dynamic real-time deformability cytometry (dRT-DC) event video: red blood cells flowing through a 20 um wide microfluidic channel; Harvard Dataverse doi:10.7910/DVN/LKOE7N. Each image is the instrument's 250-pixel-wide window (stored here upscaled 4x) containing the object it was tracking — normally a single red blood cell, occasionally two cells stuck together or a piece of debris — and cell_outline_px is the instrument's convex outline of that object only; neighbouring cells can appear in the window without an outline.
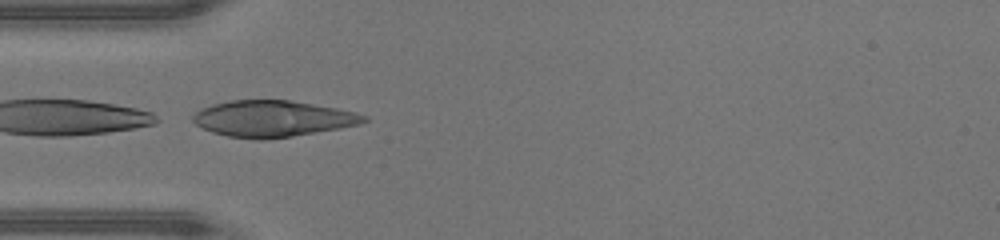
{"species": "human", "species_latin": "Homo sapiens", "temperature_condition": "warm", "stored_images_in_passage": 31, "camera_frame_rate_fps": 3000, "um_per_image_px": 0.085, "donor": {"sex": "male"}, "frame": {"image": 1, "passage_image": 2, "time_ms": 0.333, "image_size_px": [1000, 240], "cell_outline_px": [[368, 120], [360, 124], [340, 128], [292, 136], [228, 136], [212, 132], [196, 124], [192, 120], [192, 116], [196, 112], [212, 104], [232, 100], [288, 100], [336, 108], [368, 116]], "centroid_in_image_um": [23.2, 10.04], "position_along_channel_um": 61.8, "area_um2": 34.8}}
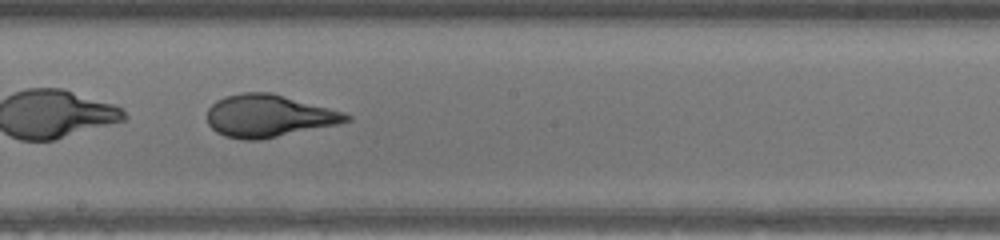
{"frame": {"image": 2, "passage_image": 13, "time_ms": 4.0, "image_size_px": [1000, 240], "cell_outline_px": [[352, 120], [336, 124], [260, 140], [244, 140], [224, 136], [216, 132], [208, 124], [208, 108], [216, 100], [224, 96], [244, 92], [272, 92], [344, 112], [352, 116]], "centroid_in_image_um": [22.82, 9.84], "position_along_channel_um": 225.4, "area_um2": 34.33}}
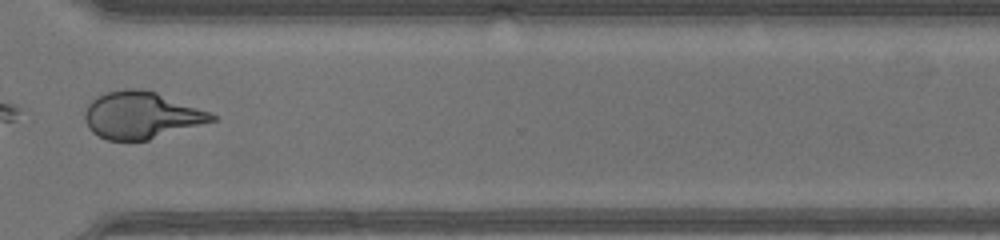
{"frame": {"image": 3, "passage_image": 22, "time_ms": 7.0, "image_size_px": [1000, 240], "cell_outline_px": [[216, 120], [148, 140], [108, 140], [92, 132], [88, 128], [84, 120], [84, 112], [88, 104], [96, 96], [104, 92], [124, 88], [140, 88], [156, 92], [208, 112], [216, 116]], "centroid_in_image_um": [11.94, 9.78], "position_along_channel_um": 358.7, "area_um2": 34.56}, "authors_computed_cell_mechanics": {"area_um2": 34.3332, "velocity_mm_per_s": 4.4534, "shape_relaxation_time_tau1_ms": 7.4145, "shape_relaxation_time_tau2_ms": null, "deformation_change_tau1": 0.2482, "deformation_change_tau2": null}}